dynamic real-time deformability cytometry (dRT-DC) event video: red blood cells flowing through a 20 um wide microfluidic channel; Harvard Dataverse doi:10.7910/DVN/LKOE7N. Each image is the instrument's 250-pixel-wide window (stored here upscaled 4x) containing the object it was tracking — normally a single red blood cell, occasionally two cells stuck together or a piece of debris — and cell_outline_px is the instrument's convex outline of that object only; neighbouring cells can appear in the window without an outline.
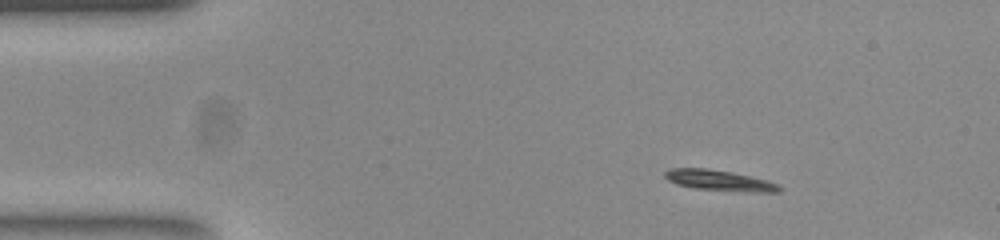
{"species": "common noctule bat (a hibernating species)", "species_latin": "Nyctalus noctula", "temperature_condition": "room temperature", "stored_images_in_passage": 53, "camera_frame_rate_fps": 3000, "um_per_image_px": 0.085, "animal": {"sex": "female", "body_mass_g": 23.0, "forearm_length_mm": 53.4}, "frame": {"image": 1, "passage_image": 7, "time_ms": 2.0, "image_size_px": [1000, 240], "cell_outline_px": [[780, 192], [756, 192], [696, 188], [676, 184], [668, 180], [664, 176], [664, 172], [672, 168], [704, 168], [732, 172], [768, 180], [776, 184], [780, 188]], "centroid_in_image_um": [61.12, 15.33], "position_along_channel_um": 23.9, "area_um2": 13.47}}
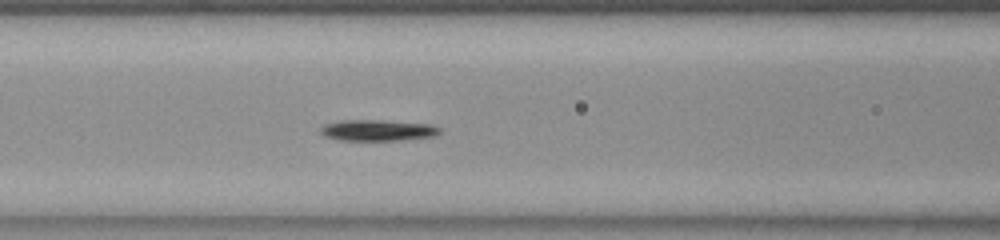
{"frame": {"image": 2, "passage_image": 21, "time_ms": 6.667, "image_size_px": [1000, 240], "cell_outline_px": [[440, 132], [436, 136], [400, 140], [340, 140], [324, 136], [320, 132], [320, 128], [324, 124], [340, 120], [380, 120], [432, 124], [440, 128]], "centroid_in_image_um": [32.1, 11.07], "position_along_channel_um": 134.5, "area_um2": 14.74}}
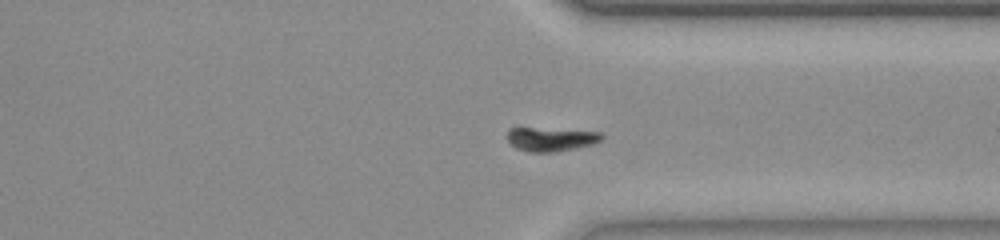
{"frame": {"image": 3, "passage_image": 39, "time_ms": 12.667, "image_size_px": [1000, 240], "cell_outline_px": [[604, 140], [592, 144], [576, 148], [552, 152], [532, 152], [516, 148], [508, 140], [508, 128], [532, 128], [600, 132], [604, 136]], "centroid_in_image_um": [46.86, 11.83], "position_along_channel_um": 364.5, "area_um2": 12.89}, "authors_computed_cell_mechanics": {"area_um2": 13.6986, "velocity_mm_per_s": 3.8464, "shape_relaxation_time_tau1_ms": 9.4716, "shape_relaxation_time_tau2_ms": null, "deformation_change_tau1": 0.1847, "deformation_change_tau2": null}}